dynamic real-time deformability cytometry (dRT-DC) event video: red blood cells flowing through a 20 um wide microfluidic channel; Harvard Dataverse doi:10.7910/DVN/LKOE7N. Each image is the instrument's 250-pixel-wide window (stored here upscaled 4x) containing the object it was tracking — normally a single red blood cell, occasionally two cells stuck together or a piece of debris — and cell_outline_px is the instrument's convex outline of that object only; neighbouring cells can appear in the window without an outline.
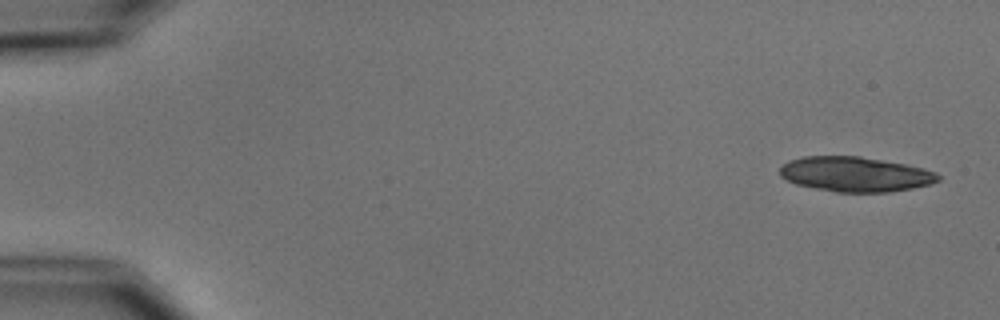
{"species": "common noctule bat (a hibernating species)", "species_latin": "Nyctalus noctula", "temperature_condition": "cold", "stored_images_in_passage": 6, "camera_frame_rate_fps": 3000, "um_per_image_px": 0.085, "animal": {"sex": "male", "body_mass_g": 15.6}, "frame": {"image": 1, "passage_image": 1, "time_ms": 0.0, "image_size_px": [1000, 320], "cell_outline_px": [[940, 180], [932, 184], [912, 188], [888, 192], [836, 192], [796, 184], [780, 176], [780, 168], [788, 160], [804, 156], [860, 156], [908, 164], [924, 168], [936, 172], [940, 176]], "centroid_in_image_um": [72.73, 14.8], "position_along_channel_um": 12.3, "area_um2": 32.31}}